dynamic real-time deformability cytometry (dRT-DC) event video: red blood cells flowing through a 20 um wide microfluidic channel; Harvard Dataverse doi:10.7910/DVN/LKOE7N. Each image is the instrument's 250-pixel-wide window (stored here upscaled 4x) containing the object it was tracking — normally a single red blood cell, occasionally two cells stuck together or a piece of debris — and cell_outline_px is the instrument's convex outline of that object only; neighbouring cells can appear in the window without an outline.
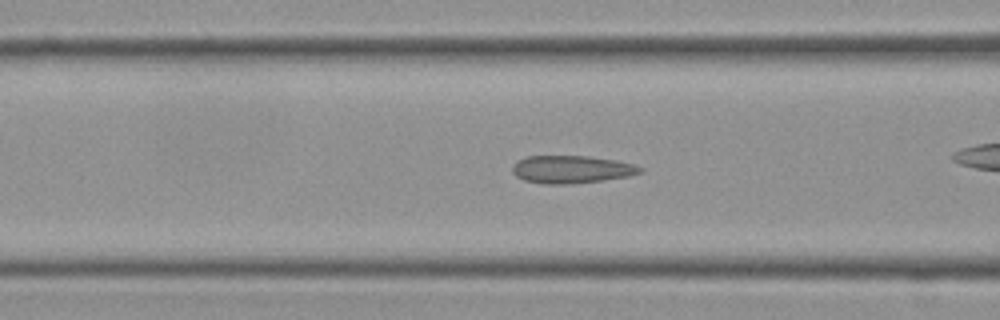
{"species": "Egyptian fruit bat (a non-hibernating species)", "species_latin": "Rousettus aegyptiacus", "temperature_condition": "cold", "stored_images_in_passage": 57, "camera_frame_rate_fps": 3000, "um_per_image_px": 0.085, "frame": {"image": 1, "passage_image": 22, "time_ms": 7.0, "image_size_px": [1000, 320], "cell_outline_px": [[644, 172], [628, 176], [600, 180], [568, 184], [544, 184], [524, 180], [516, 176], [512, 172], [512, 164], [516, 160], [528, 156], [588, 156], [616, 160], [632, 164], [644, 168]], "centroid_in_image_um": [48.55, 14.39], "position_along_channel_um": 118.1, "area_um2": 20.63}}
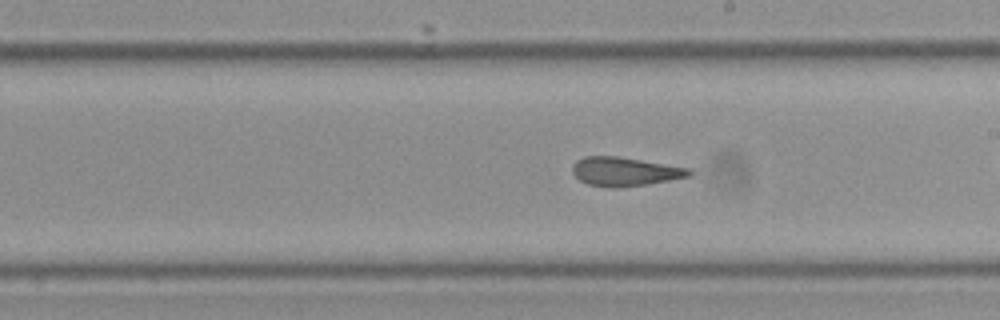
{"frame": {"image": 2, "passage_image": 32, "time_ms": 10.333, "image_size_px": [1000, 320], "cell_outline_px": [[692, 176], [648, 184], [616, 188], [612, 188], [588, 184], [580, 180], [572, 172], [572, 164], [576, 160], [584, 156], [616, 156], [688, 168], [692, 172]], "centroid_in_image_um": [53.08, 14.59], "position_along_channel_um": 235.9, "area_um2": 19.54}}
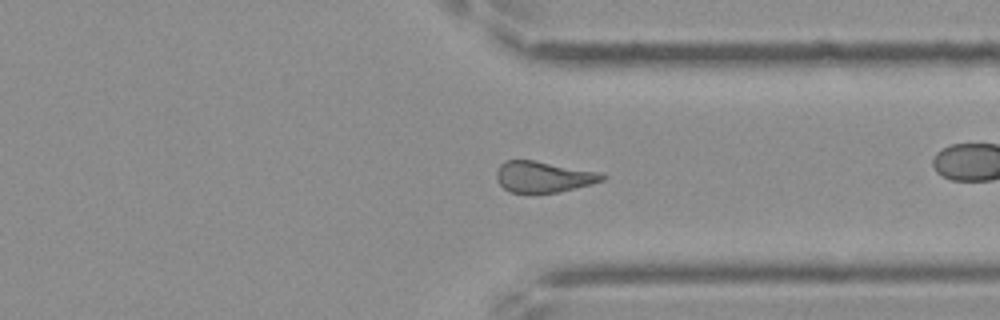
{"frame": {"image": 3, "passage_image": 43, "time_ms": 14.0, "image_size_px": [1000, 320], "cell_outline_px": [[608, 176], [604, 180], [592, 184], [556, 192], [508, 192], [496, 180], [496, 172], [500, 164], [504, 160], [532, 160], [604, 172]], "centroid_in_image_um": [46.22, 15.01], "position_along_channel_um": 365.2, "area_um2": 19.25}, "authors_computed_cell_mechanics": {"area_um2": 20.2878, "velocity_mm_per_s": 3.5261, "shape_relaxation_time_tau1_ms": null, "shape_relaxation_time_tau2_ms": 2.4077, "deformation_change_tau1": null, "deformation_change_tau2": 0.0845}}